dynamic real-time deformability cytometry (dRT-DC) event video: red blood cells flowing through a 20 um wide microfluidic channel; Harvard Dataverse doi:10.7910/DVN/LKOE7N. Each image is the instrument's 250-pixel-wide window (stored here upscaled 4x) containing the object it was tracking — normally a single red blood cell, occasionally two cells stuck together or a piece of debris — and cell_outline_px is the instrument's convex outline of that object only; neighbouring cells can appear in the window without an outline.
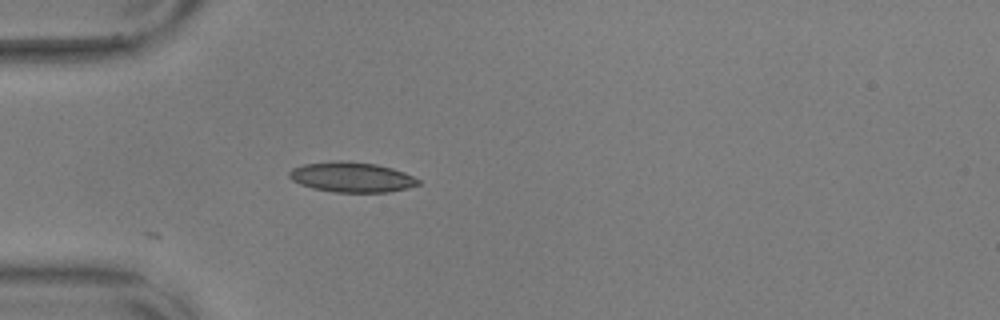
{"species": "common noctule bat (a hibernating species)", "species_latin": "Nyctalus noctula", "temperature_condition": "warm", "stored_images_in_passage": 28, "camera_frame_rate_fps": 3000, "um_per_image_px": 0.085, "animal": {"sex": "male", "body_mass_g": 17.9, "forearm_length_mm": 54.2}, "frame": {"image": 1, "passage_image": 1, "time_ms": 0.0, "image_size_px": [1000, 320], "cell_outline_px": [[420, 184], [408, 188], [388, 192], [336, 192], [312, 188], [300, 184], [292, 180], [288, 176], [288, 172], [292, 168], [304, 164], [340, 160], [376, 164], [392, 168], [404, 172], [420, 180]], "centroid_in_image_um": [29.89, 15.06], "position_along_channel_um": 55.1, "area_um2": 22.6}}
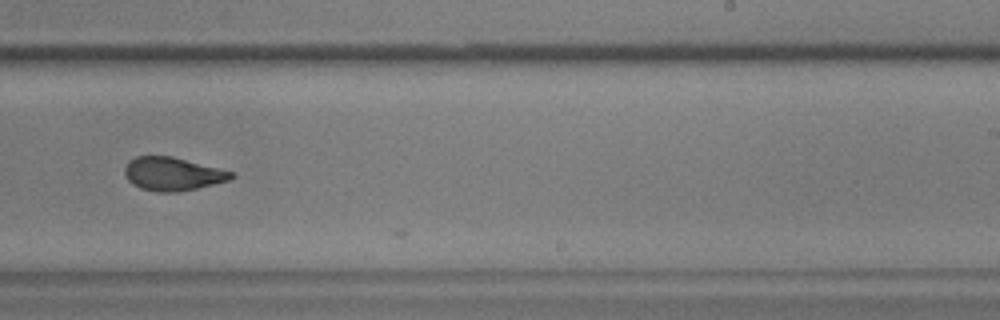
{"frame": {"image": 2, "passage_image": 20, "time_ms": 6.333, "image_size_px": [1000, 320], "cell_outline_px": [[236, 176], [228, 180], [180, 192], [156, 192], [140, 188], [132, 184], [128, 180], [124, 172], [124, 168], [128, 160], [136, 156], [172, 156], [236, 172]], "centroid_in_image_um": [14.67, 14.78], "position_along_channel_um": 274.3, "area_um2": 20.87}}
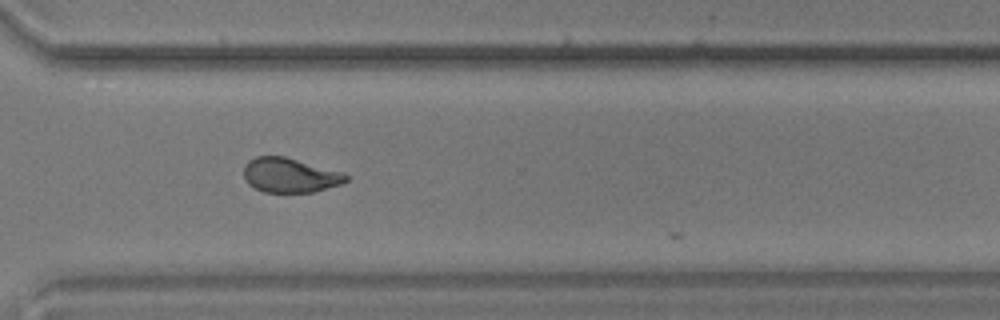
{"frame": {"image": 3, "passage_image": 26, "time_ms": 8.333, "image_size_px": [1000, 320], "cell_outline_px": [[348, 180], [340, 184], [312, 192], [264, 192], [248, 184], [244, 180], [244, 164], [248, 160], [256, 156], [284, 156], [344, 172], [348, 176]], "centroid_in_image_um": [24.62, 14.88], "position_along_channel_um": 346.0, "area_um2": 20.63}}